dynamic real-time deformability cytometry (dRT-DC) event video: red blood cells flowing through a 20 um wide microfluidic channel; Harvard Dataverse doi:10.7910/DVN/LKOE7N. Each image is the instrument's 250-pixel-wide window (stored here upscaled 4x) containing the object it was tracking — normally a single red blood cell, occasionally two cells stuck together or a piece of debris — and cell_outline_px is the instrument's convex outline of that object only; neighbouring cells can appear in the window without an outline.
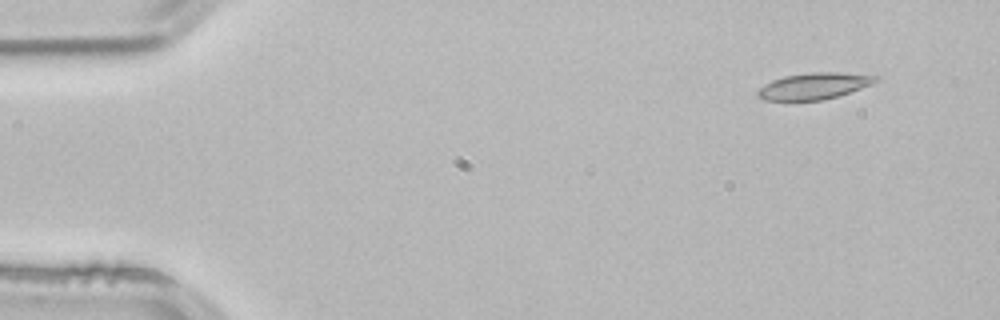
{"species": "common noctule bat (a hibernating species)", "species_latin": "Nyctalus noctula", "temperature_condition": "room temperature", "stored_images_in_passage": 3, "camera_frame_rate_fps": 3000, "um_per_image_px": 0.085, "animal": {"sex": "male", "body_mass_g": 21.5, "forearm_length_mm": 52.0}, "frame": {"image": 1, "passage_image": 1, "time_ms": 0.0, "image_size_px": [1000, 320], "cell_outline_px": [[880, 80], [872, 84], [836, 96], [820, 100], [764, 100], [756, 92], [764, 84], [772, 80], [784, 76], [812, 72], [836, 72], [880, 76]], "centroid_in_image_um": [69.2, 7.3], "position_along_channel_um": 15.8, "area_um2": 17.92}}
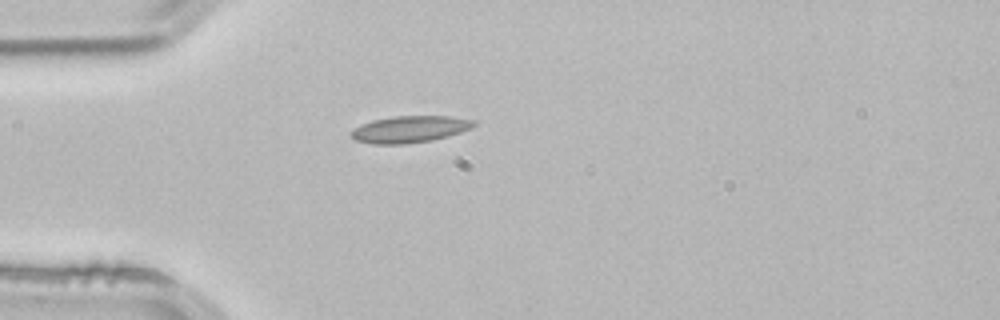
{"frame": {"image": 2, "passage_image": 3, "time_ms": 0.667, "image_size_px": [1000, 320], "cell_outline_px": [[476, 124], [472, 128], [448, 136], [432, 140], [404, 144], [372, 144], [356, 140], [348, 136], [348, 132], [360, 124], [372, 120], [392, 116], [448, 116], [476, 120]], "centroid_in_image_um": [34.78, 10.98], "position_along_channel_um": 50.2, "area_um2": 19.36}}